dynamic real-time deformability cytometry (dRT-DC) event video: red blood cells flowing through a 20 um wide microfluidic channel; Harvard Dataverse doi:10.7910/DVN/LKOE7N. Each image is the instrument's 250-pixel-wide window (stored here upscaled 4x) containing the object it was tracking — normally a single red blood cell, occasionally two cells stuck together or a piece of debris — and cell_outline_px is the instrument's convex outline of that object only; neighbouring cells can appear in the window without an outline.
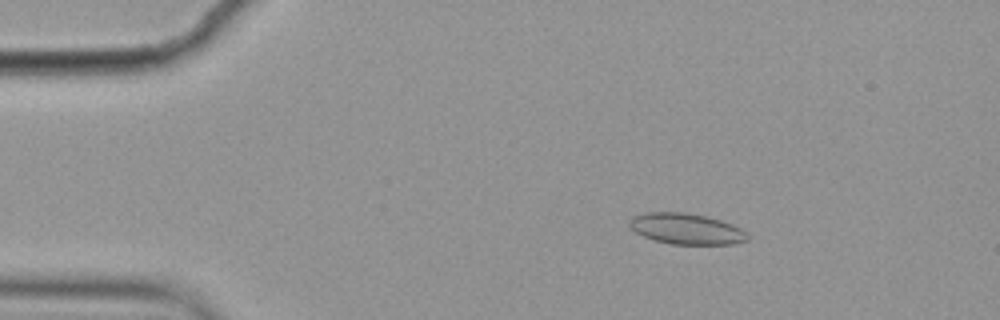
{"species": "common noctule bat (a hibernating species)", "species_latin": "Nyctalus noctula", "temperature_condition": "cold", "stored_images_in_passage": 4, "camera_frame_rate_fps": 3000, "um_per_image_px": 0.085, "animal": {"sex": "female", "body_mass_g": 19.9}, "frame": {"image": 1, "passage_image": 2, "time_ms": 0.333, "image_size_px": [1000, 320], "cell_outline_px": [[748, 240], [732, 244], [672, 244], [656, 240], [644, 236], [636, 232], [628, 224], [628, 220], [632, 216], [644, 212], [684, 212], [704, 216], [720, 220], [732, 224], [748, 232]], "centroid_in_image_um": [58.33, 19.44], "position_along_channel_um": 26.7, "area_um2": 21.21}}